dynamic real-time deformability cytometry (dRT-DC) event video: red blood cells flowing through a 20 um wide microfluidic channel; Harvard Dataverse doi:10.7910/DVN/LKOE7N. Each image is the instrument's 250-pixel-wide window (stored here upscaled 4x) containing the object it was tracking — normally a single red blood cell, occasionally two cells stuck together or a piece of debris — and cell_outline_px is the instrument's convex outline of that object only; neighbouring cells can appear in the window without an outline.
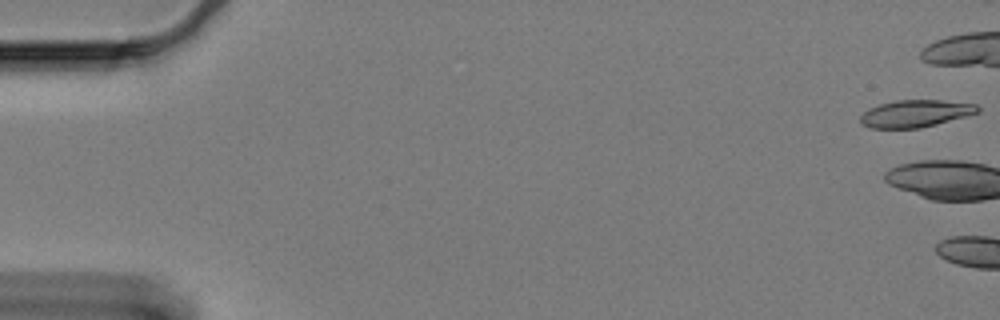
{"species": "Egyptian fruit bat (a non-hibernating species)", "species_latin": "Rousettus aegyptiacus", "temperature_condition": "cold", "stored_images_in_passage": 4, "camera_frame_rate_fps": 3000, "um_per_image_px": 0.085, "animal": {"sex": "female"}, "frame": {"image": 1, "passage_image": 1, "time_ms": 0.0, "image_size_px": [1000, 320], "cell_outline_px": [[980, 112], [936, 124], [920, 128], [872, 128], [860, 124], [860, 116], [868, 108], [880, 104], [896, 100], [940, 100], [976, 104], [980, 108]], "centroid_in_image_um": [77.79, 9.65], "position_along_channel_um": 7.2, "area_um2": 18.55}}